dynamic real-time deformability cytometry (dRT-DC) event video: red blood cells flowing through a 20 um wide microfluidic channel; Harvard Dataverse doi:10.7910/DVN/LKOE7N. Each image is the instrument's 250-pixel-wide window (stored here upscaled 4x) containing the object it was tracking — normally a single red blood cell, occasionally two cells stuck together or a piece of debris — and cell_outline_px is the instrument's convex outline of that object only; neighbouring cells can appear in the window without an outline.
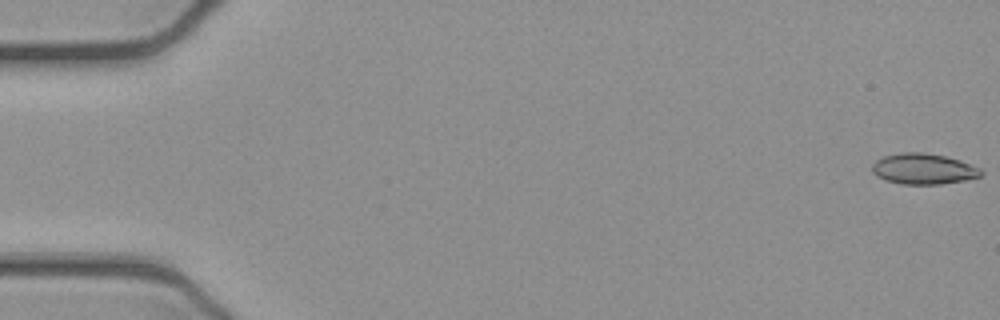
{"species": "common noctule bat (a hibernating species)", "species_latin": "Nyctalus noctula", "temperature_condition": "cold", "stored_images_in_passage": 53, "camera_frame_rate_fps": 3000, "um_per_image_px": 0.085, "animal": {"sex": "female", "body_mass_g": 21.9}, "frame": {"image": 1, "passage_image": 1, "time_ms": 0.0, "image_size_px": [1000, 320], "cell_outline_px": [[984, 172], [980, 176], [964, 180], [940, 184], [900, 184], [884, 180], [876, 176], [872, 172], [872, 164], [876, 160], [884, 156], [900, 152], [924, 152], [944, 156], [960, 160], [980, 168]], "centroid_in_image_um": [78.46, 14.35], "position_along_channel_um": 6.5, "area_um2": 19.59}}
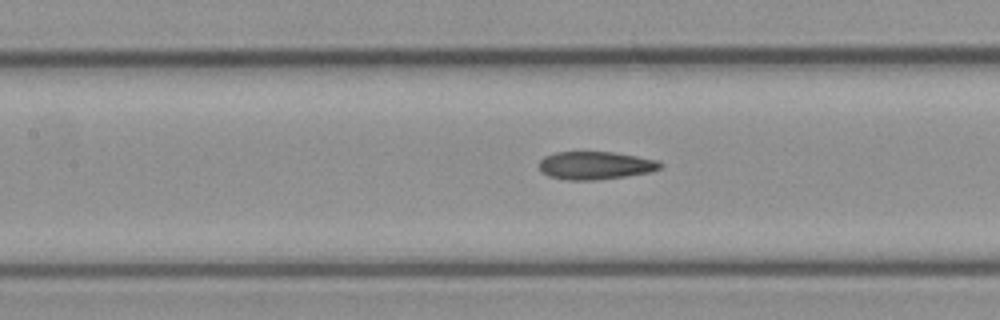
{"frame": {"image": 2, "passage_image": 24, "time_ms": 7.667, "image_size_px": [1000, 320], "cell_outline_px": [[664, 164], [660, 168], [652, 172], [596, 180], [568, 180], [548, 176], [540, 172], [540, 160], [544, 156], [556, 152], [612, 152], [660, 160]], "centroid_in_image_um": [50.62, 14.06], "position_along_channel_um": 156.8, "area_um2": 19.83}}
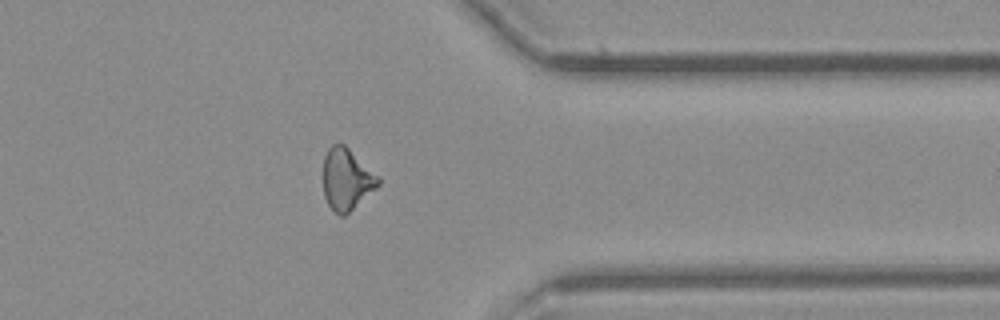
{"frame": {"image": 3, "passage_image": 42, "time_ms": 13.667, "image_size_px": [1000, 320], "cell_outline_px": [[380, 184], [376, 188], [344, 216], [340, 216], [328, 204], [324, 196], [324, 156], [328, 148], [332, 144], [344, 144], [380, 176]], "centroid_in_image_um": [29.48, 15.22], "position_along_channel_um": 381.9, "area_um2": 19.59}, "authors_computed_cell_mechanics": {"area_um2": 19.9988, "velocity_mm_per_s": 3.925, "shape_relaxation_time_tau1_ms": null, "shape_relaxation_time_tau2_ms": 3.5928, "deformation_change_tau1": null, "deformation_change_tau2": 0.1104}}